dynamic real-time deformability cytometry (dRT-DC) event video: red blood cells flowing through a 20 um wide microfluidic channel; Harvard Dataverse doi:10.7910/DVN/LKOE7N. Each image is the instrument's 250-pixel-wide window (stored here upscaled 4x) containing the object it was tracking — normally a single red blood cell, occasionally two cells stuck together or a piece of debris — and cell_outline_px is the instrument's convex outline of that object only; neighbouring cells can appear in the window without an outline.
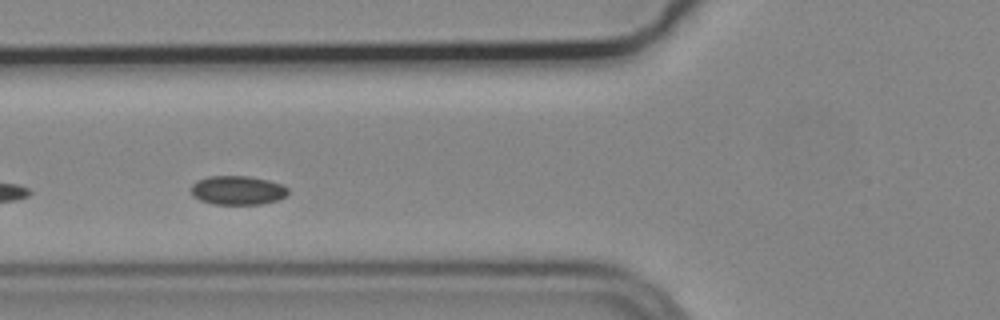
{"species": "common noctule bat (a hibernating species)", "species_latin": "Nyctalus noctula", "temperature_condition": "cold", "stored_images_in_passage": 11, "camera_frame_rate_fps": 3000, "um_per_image_px": 0.085, "animal": {"sex": "male", "body_mass_g": 19.2, "forearm_length_mm": 51.8}, "frame": {"image": 1, "passage_image": 2, "time_ms": 0.333, "image_size_px": [1000, 320], "cell_outline_px": [[288, 196], [280, 200], [260, 204], [212, 204], [200, 200], [192, 196], [192, 184], [196, 180], [208, 176], [248, 176], [268, 180], [280, 184], [288, 188]], "centroid_in_image_um": [20.2, 16.18], "position_along_channel_um": 105.6, "area_um2": 16.53}}
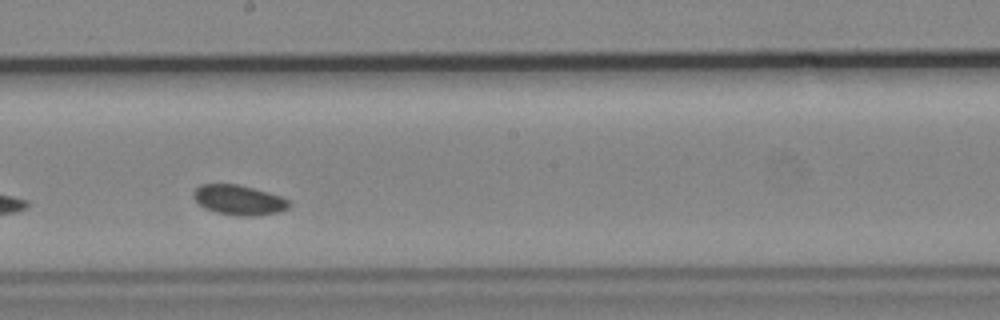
{"frame": {"image": 2, "passage_image": 5, "time_ms": 1.333, "image_size_px": [1000, 320], "cell_outline_px": [[292, 204], [288, 208], [280, 212], [252, 216], [244, 216], [216, 212], [204, 208], [192, 196], [192, 192], [200, 184], [236, 184], [268, 192], [280, 196], [288, 200]], "centroid_in_image_um": [20.3, 17.0], "position_along_channel_um": 227.9, "area_um2": 16.59}}
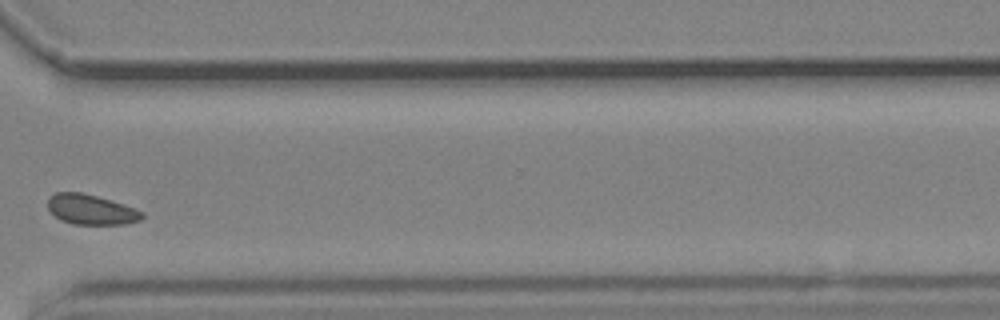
{"frame": {"image": 3, "passage_image": 8, "time_ms": 2.333, "image_size_px": [1000, 320], "cell_outline_px": [[144, 216], [140, 220], [124, 224], [76, 224], [60, 220], [48, 208], [48, 196], [56, 192], [80, 192], [96, 196], [124, 204], [136, 208], [144, 212]], "centroid_in_image_um": [7.75, 17.8], "position_along_channel_um": 362.9, "area_um2": 16.47}}